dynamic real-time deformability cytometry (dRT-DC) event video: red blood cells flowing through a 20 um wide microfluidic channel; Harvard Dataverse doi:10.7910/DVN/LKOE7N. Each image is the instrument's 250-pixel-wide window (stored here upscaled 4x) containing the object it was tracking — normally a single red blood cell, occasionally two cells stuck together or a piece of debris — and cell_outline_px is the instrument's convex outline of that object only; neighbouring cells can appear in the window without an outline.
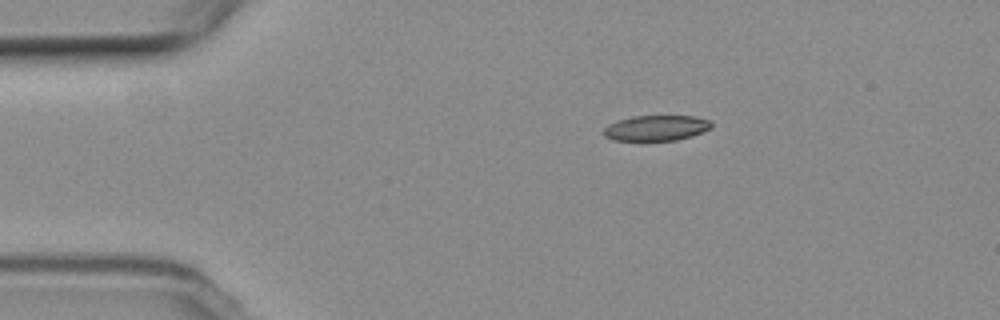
{"species": "common noctule bat (a hibernating species)", "species_latin": "Nyctalus noctula", "temperature_condition": "room temperature", "stored_images_in_passage": 3, "camera_frame_rate_fps": 3000, "um_per_image_px": 0.085, "animal": {"sex": "female", "body_mass_g": 19.3, "forearm_length_mm": 54.1}, "frame": {"image": 1, "passage_image": 1, "time_ms": 0.0, "image_size_px": [1000, 320], "cell_outline_px": [[712, 128], [692, 136], [676, 140], [612, 140], [604, 136], [604, 128], [608, 124], [632, 116], [692, 116], [712, 120]], "centroid_in_image_um": [55.81, 10.87], "position_along_channel_um": 29.2, "area_um2": 15.95}}